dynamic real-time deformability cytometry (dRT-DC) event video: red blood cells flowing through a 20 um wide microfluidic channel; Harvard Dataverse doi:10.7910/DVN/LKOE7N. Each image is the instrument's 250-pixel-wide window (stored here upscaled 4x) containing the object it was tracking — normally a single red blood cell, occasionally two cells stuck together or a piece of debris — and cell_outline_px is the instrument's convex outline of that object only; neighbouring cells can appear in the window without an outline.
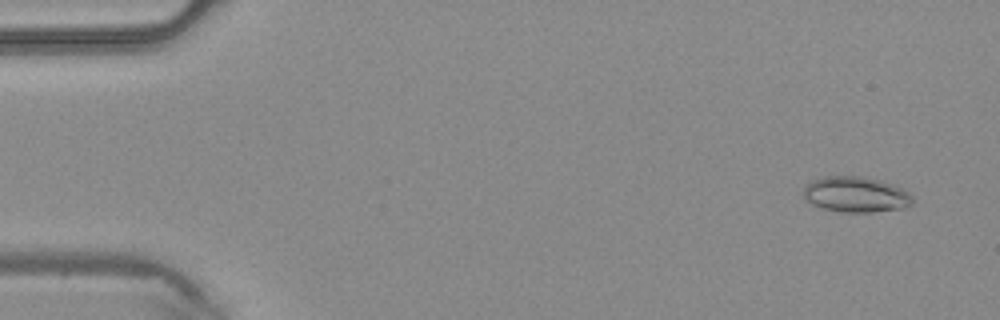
{"species": "common noctule bat (a hibernating species)", "species_latin": "Nyctalus noctula", "temperature_condition": "warm", "stored_images_in_passage": 46, "camera_frame_rate_fps": 3000, "um_per_image_px": 0.085, "animal": {"sex": "male", "body_mass_g": 20.4}, "frame": {"image": 1, "passage_image": 3, "time_ms": 0.667, "image_size_px": [1000, 320], "cell_outline_px": [[912, 204], [904, 208], [872, 212], [844, 212], [824, 208], [812, 204], [804, 200], [804, 184], [812, 180], [824, 176], [864, 176], [880, 180], [892, 184], [900, 188], [912, 196]], "centroid_in_image_um": [72.71, 16.52], "position_along_channel_um": 12.3, "area_um2": 22.66}}
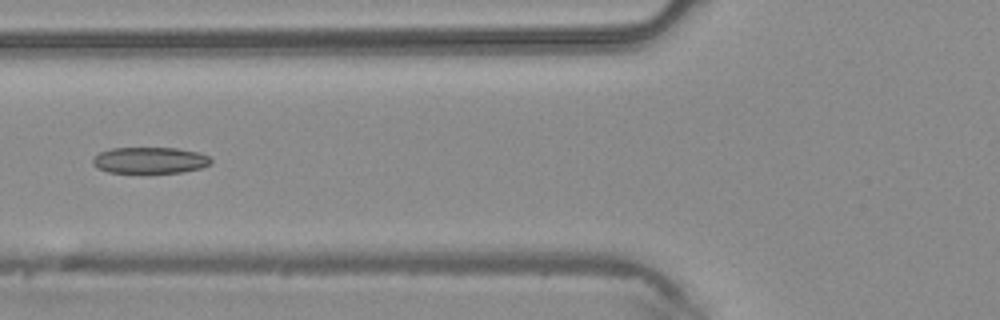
{"frame": {"image": 2, "passage_image": 18, "time_ms": 5.667, "image_size_px": [1000, 320], "cell_outline_px": [[212, 164], [200, 168], [184, 172], [148, 176], [108, 172], [96, 168], [92, 164], [92, 160], [100, 152], [112, 148], [176, 148], [196, 152], [208, 156], [212, 160]], "centroid_in_image_um": [12.72, 13.69], "position_along_channel_um": 113.1, "area_um2": 19.07}}
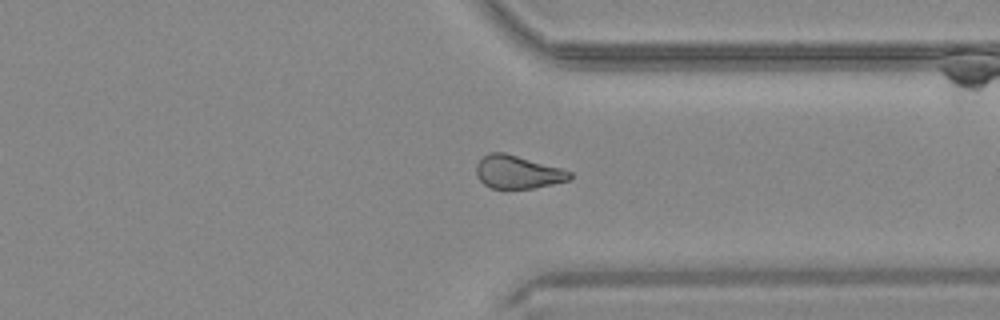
{"frame": {"image": 3, "passage_image": 35, "time_ms": 11.333, "image_size_px": [1000, 320], "cell_outline_px": [[572, 180], [532, 188], [492, 188], [484, 184], [476, 176], [476, 164], [488, 152], [504, 152], [560, 168], [572, 172]], "centroid_in_image_um": [44.0, 14.62], "position_along_channel_um": 367.4, "area_um2": 17.92}}